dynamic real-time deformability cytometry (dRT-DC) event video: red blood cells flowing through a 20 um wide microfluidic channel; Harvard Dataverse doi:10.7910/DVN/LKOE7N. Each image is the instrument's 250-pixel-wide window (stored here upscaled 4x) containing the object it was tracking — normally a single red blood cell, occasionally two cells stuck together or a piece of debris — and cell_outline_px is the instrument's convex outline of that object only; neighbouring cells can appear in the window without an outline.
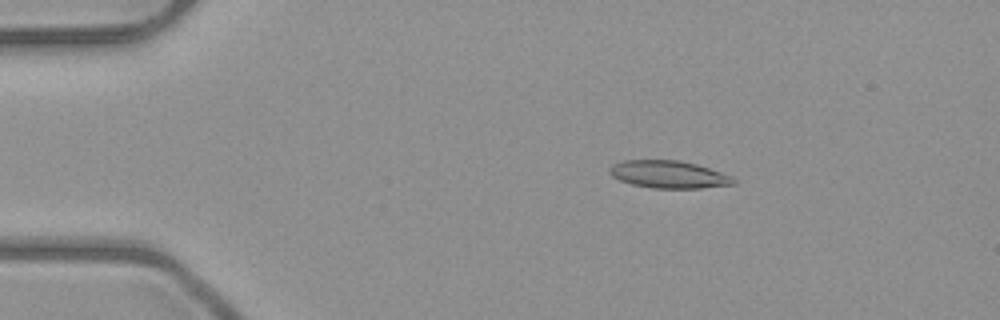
{"species": "common noctule bat (a hibernating species)", "species_latin": "Nyctalus noctula", "temperature_condition": "room temperature", "stored_images_in_passage": 5, "camera_frame_rate_fps": 3000, "um_per_image_px": 0.085, "animal": {"sex": "male", "body_mass_g": 23.1, "forearm_length_mm": 52.7}, "frame": {"image": 1, "passage_image": 3, "time_ms": 2.0, "image_size_px": [1000, 320], "cell_outline_px": [[736, 184], [700, 188], [652, 188], [632, 184], [620, 180], [612, 176], [608, 172], [608, 168], [612, 164], [624, 160], [680, 160], [696, 164], [732, 176], [736, 180]], "centroid_in_image_um": [56.82, 14.82], "position_along_channel_um": 28.2, "area_um2": 19.88}}
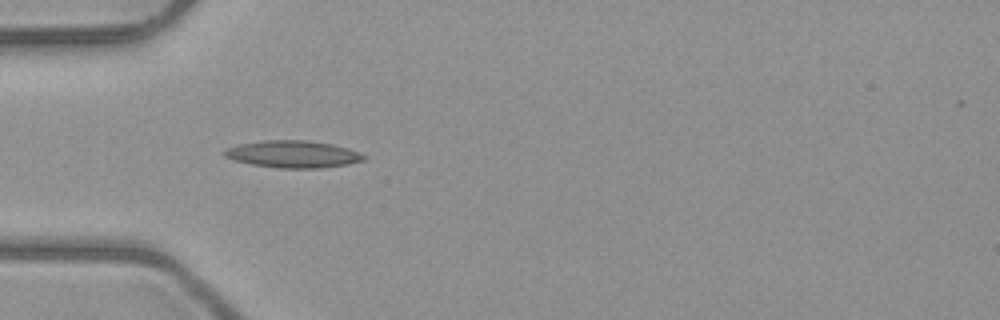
{"frame": {"image": 2, "passage_image": 4, "time_ms": 4.333, "image_size_px": [1000, 320], "cell_outline_px": [[364, 160], [344, 164], [320, 168], [280, 168], [252, 164], [236, 160], [224, 156], [224, 152], [228, 148], [240, 144], [264, 140], [304, 140], [332, 144], [348, 148], [364, 156]], "centroid_in_image_um": [24.88, 13.1], "position_along_channel_um": 60.1, "area_um2": 21.5}}
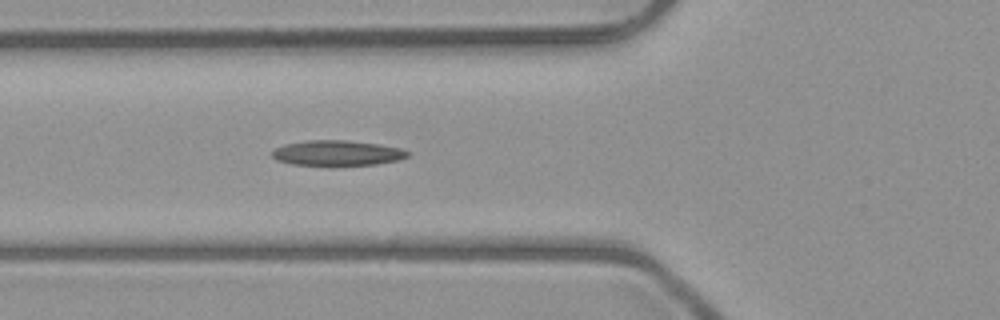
{"frame": {"image": 3, "passage_image": 5, "time_ms": 5.333, "image_size_px": [1000, 320], "cell_outline_px": [[408, 156], [396, 160], [376, 164], [292, 164], [276, 160], [272, 156], [272, 152], [276, 148], [284, 144], [304, 140], [348, 140], [380, 144], [400, 148], [408, 152]], "centroid_in_image_um": [28.63, 12.98], "position_along_channel_um": 97.2, "area_um2": 19.54}}